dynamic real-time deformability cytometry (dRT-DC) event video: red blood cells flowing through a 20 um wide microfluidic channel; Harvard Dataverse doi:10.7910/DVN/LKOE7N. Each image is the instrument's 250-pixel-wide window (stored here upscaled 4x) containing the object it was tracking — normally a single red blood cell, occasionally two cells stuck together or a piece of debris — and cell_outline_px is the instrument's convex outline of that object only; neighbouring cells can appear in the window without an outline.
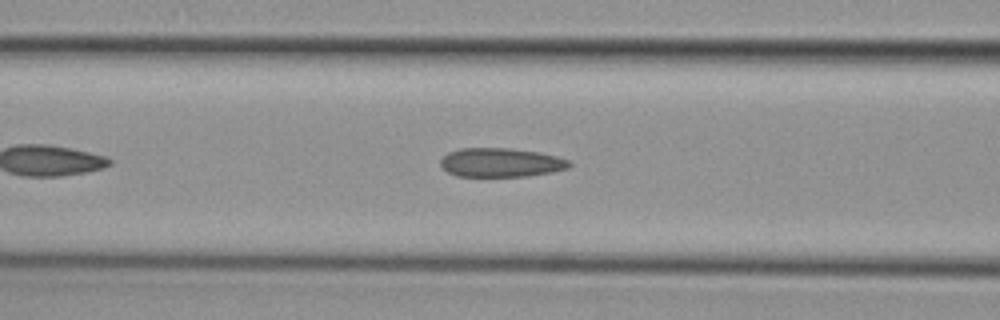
{"species": "common noctule bat (a hibernating species)", "species_latin": "Nyctalus noctula", "temperature_condition": "cold", "stored_images_in_passage": 32, "camera_frame_rate_fps": 3000, "um_per_image_px": 0.085, "animal": {"sex": "female", "body_mass_g": 29.2, "forearm_length_mm": 56.3}, "frame": {"image": 1, "passage_image": 10, "time_ms": 3.0, "image_size_px": [1000, 320], "cell_outline_px": [[572, 164], [568, 168], [552, 172], [528, 176], [456, 176], [448, 172], [440, 164], [440, 160], [448, 152], [460, 148], [512, 148], [540, 152], [572, 160]], "centroid_in_image_um": [42.61, 13.81], "position_along_channel_um": 124.0, "area_um2": 21.91}}